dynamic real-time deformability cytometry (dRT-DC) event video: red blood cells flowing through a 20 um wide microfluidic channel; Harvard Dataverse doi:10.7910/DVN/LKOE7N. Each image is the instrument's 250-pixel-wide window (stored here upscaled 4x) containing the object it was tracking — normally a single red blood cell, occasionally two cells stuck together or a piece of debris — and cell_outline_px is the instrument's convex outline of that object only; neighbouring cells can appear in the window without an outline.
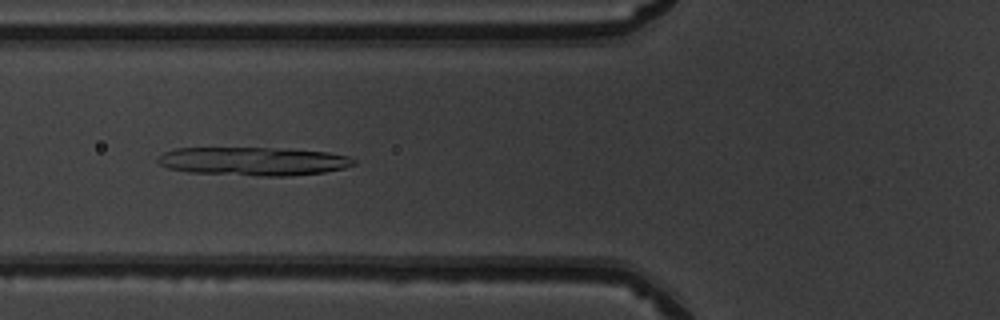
{"species": "common noctule bat (a hibernating species)", "species_latin": "Nyctalus noctula", "temperature_condition": "warm", "stored_images_in_passage": 52, "segment_of_instrument_passage": [1, 2], "camera_frame_rate_fps": 3000, "um_per_image_px": 0.085, "animal": {"sex": "male", "body_mass_g": 19.5, "forearm_length_mm": 54.6}, "frame": {"image": 1, "passage_image": 20, "time_ms": 6.333, "image_size_px": [1000, 320], "cell_outline_px": [[356, 164], [344, 168], [324, 172], [292, 176], [260, 176], [188, 172], [168, 168], [160, 164], [156, 160], [164, 152], [176, 148], [288, 148], [328, 152], [348, 156], [356, 160]], "centroid_in_image_um": [21.57, 13.7], "position_along_channel_um": 104.2, "area_um2": 32.71}}
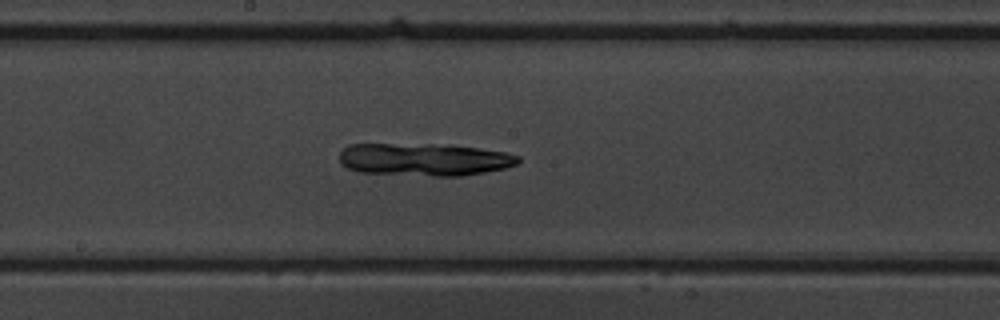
{"frame": {"image": 2, "passage_image": 28, "time_ms": 9.0, "image_size_px": [1000, 320], "cell_outline_px": [[520, 160], [516, 164], [504, 168], [484, 172], [460, 176], [432, 176], [356, 172], [340, 164], [340, 152], [348, 144], [452, 144], [504, 152], [520, 156]], "centroid_in_image_um": [36.03, 13.55], "position_along_channel_um": 212.2, "area_um2": 34.22}}
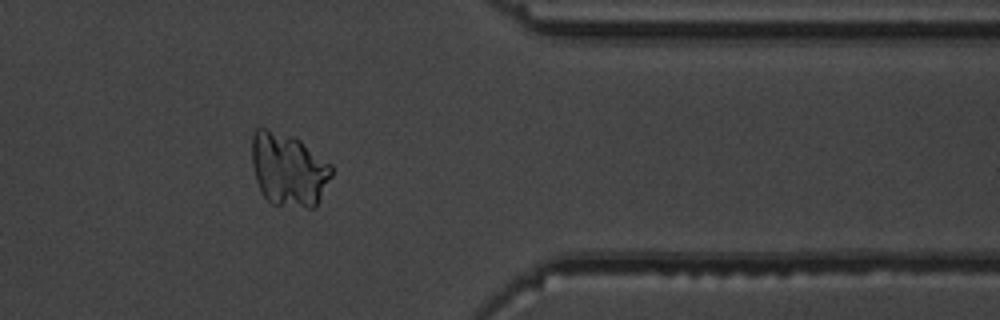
{"frame": {"image": 3, "passage_image": 42, "time_ms": 13.667, "image_size_px": [1000, 320], "cell_outline_px": [[332, 176], [316, 208], [308, 208], [272, 204], [260, 192], [256, 180], [252, 164], [252, 136], [256, 128], [264, 128], [292, 136], [300, 140], [332, 164]], "centroid_in_image_um": [24.54, 14.43], "position_along_channel_um": 386.9, "area_um2": 34.28}}